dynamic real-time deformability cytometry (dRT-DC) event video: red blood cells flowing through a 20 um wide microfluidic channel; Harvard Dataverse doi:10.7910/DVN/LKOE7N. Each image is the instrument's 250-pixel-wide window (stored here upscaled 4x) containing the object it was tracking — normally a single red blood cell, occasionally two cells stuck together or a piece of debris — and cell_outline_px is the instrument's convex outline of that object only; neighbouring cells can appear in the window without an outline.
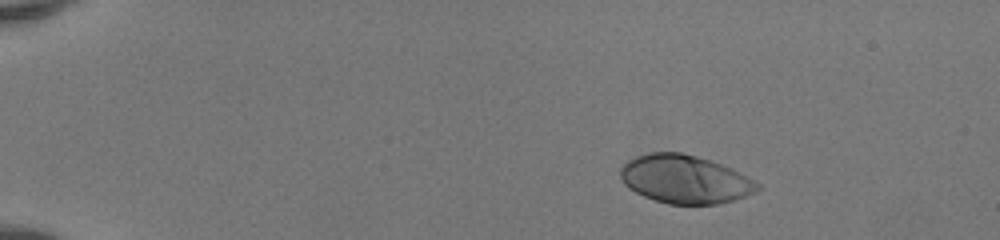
{"species": "human", "species_latin": "Homo sapiens", "temperature_condition": "room temperature", "stored_images_in_passage": 43, "camera_frame_rate_fps": 3000, "um_per_image_px": 0.085, "donor": {"sex": "female"}, "frame": {"image": 1, "passage_image": 1, "time_ms": 0.0, "image_size_px": [1000, 240], "cell_outline_px": [[760, 188], [756, 192], [736, 200], [716, 204], [668, 204], [644, 196], [628, 188], [624, 184], [620, 176], [620, 168], [628, 160], [636, 156], [648, 152], [680, 152], [696, 156], [732, 168], [740, 172], [760, 184]], "centroid_in_image_um": [58.22, 15.24], "position_along_channel_um": 26.8, "area_um2": 38.61}}
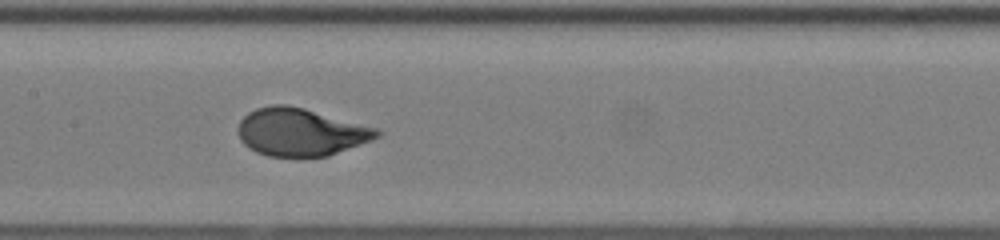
{"frame": {"image": 2, "passage_image": 20, "time_ms": 6.333, "image_size_px": [1000, 240], "cell_outline_px": [[384, 132], [380, 136], [372, 140], [328, 156], [268, 156], [256, 152], [248, 148], [240, 140], [240, 120], [248, 112], [256, 108], [272, 104], [284, 104], [304, 108], [376, 128]], "centroid_in_image_um": [25.56, 11.22], "position_along_channel_um": 181.8, "area_um2": 38.32}}
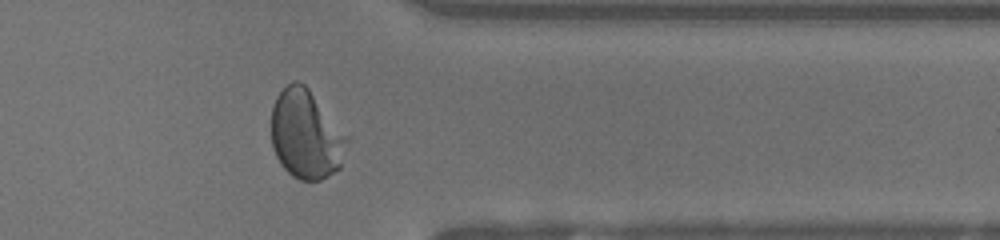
{"frame": {"image": 3, "passage_image": 35, "time_ms": 11.333, "image_size_px": [1000, 240], "cell_outline_px": [[344, 140], [340, 168], [328, 176], [320, 180], [300, 180], [292, 176], [280, 164], [272, 148], [272, 108], [276, 96], [292, 80], [296, 80], [304, 84], [308, 88], [344, 136]], "centroid_in_image_um": [25.91, 11.45], "position_along_channel_um": 385.5, "area_um2": 37.92}, "authors_computed_cell_mechanics": {"area_um2": 38.6104, "velocity_mm_per_s": 4.1453, "shape_relaxation_time_tau1_ms": 2.6692, "shape_relaxation_time_tau2_ms": null, "deformation_change_tau1": 0.2148, "deformation_change_tau2": null}}